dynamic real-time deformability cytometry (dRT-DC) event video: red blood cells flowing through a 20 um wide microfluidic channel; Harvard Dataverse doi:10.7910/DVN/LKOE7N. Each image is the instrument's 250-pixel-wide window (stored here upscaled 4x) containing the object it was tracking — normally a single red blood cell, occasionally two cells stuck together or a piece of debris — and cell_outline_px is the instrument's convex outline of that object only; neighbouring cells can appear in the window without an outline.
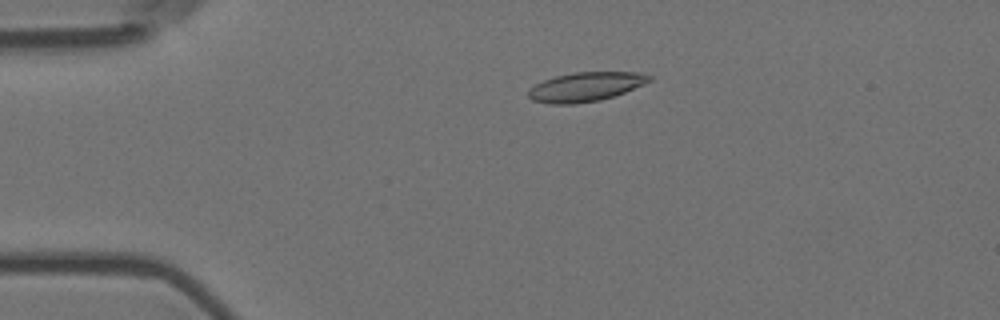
{"species": "Egyptian fruit bat (a non-hibernating species)", "species_latin": "Rousettus aegyptiacus", "temperature_condition": "room temperature", "stored_images_in_passage": 58, "camera_frame_rate_fps": 3000, "um_per_image_px": 0.085, "animal": {"sex": "female"}, "frame": {"image": 1, "passage_image": 13, "time_ms": 4.0, "image_size_px": [1000, 320], "cell_outline_px": [[652, 80], [644, 84], [624, 92], [600, 100], [572, 104], [548, 104], [532, 100], [528, 96], [528, 88], [544, 80], [556, 76], [576, 72], [644, 72], [652, 76]], "centroid_in_image_um": [49.78, 7.37], "position_along_channel_um": 35.2, "area_um2": 20.58}}
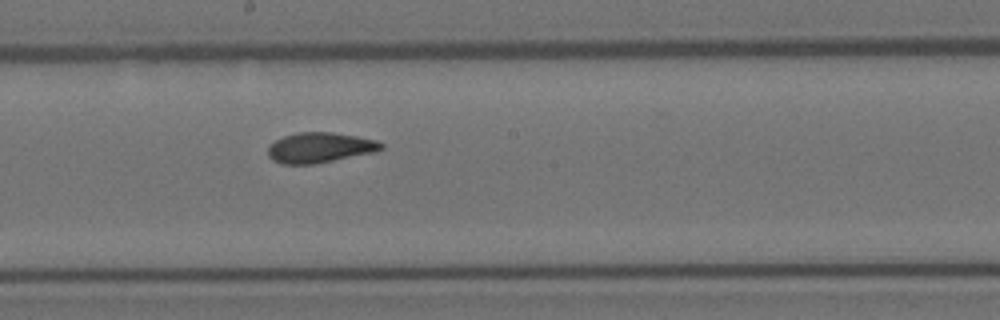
{"frame": {"image": 2, "passage_image": 32, "time_ms": 10.333, "image_size_px": [1000, 320], "cell_outline_px": [[384, 148], [376, 152], [316, 164], [280, 164], [272, 160], [268, 156], [268, 148], [276, 140], [284, 136], [296, 132], [332, 132], [356, 136], [376, 140], [384, 144]], "centroid_in_image_um": [27.2, 12.55], "position_along_channel_um": 221.0, "area_um2": 20.11}}
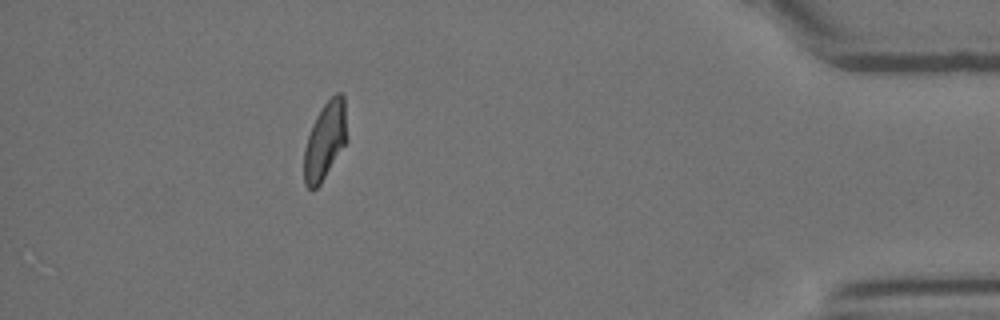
{"frame": {"image": 3, "passage_image": 52, "time_ms": 17.0, "image_size_px": [1000, 320], "cell_outline_px": [[348, 140], [320, 184], [312, 192], [304, 184], [304, 148], [312, 124], [316, 116], [324, 104], [336, 92], [340, 92], [344, 96], [348, 136]], "centroid_in_image_um": [27.64, 11.96], "position_along_channel_um": 407.6, "area_um2": 19.59}, "authors_computed_cell_mechanics": {"area_um2": 19.941, "velocity_mm_per_s": 3.5761, "shape_relaxation_time_tau1_ms": 8.8126, "shape_relaxation_time_tau2_ms": 1.7419, "deformation_change_tau1": 0.2013, "deformation_change_tau2": 0.0802}}